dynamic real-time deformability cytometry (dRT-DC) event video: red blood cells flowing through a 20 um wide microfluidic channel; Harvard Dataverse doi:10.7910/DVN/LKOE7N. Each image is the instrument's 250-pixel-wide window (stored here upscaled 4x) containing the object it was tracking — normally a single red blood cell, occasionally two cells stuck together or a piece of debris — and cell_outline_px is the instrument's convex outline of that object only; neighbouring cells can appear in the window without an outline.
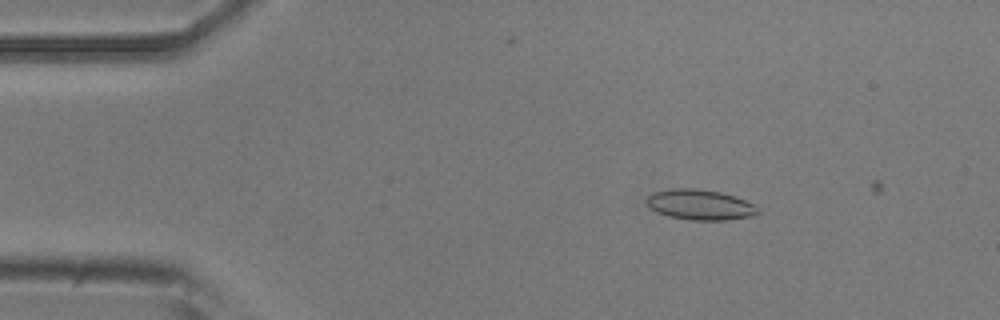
{"species": "common noctule bat (a hibernating species)", "species_latin": "Nyctalus noctula", "temperature_condition": "room temperature", "stored_images_in_passage": 12, "camera_frame_rate_fps": 3000, "um_per_image_px": 0.085, "animal": {"sex": "male", "body_mass_g": 20.5, "forearm_length_mm": 52.5}, "frame": {"image": 1, "passage_image": 8, "time_ms": 2.333, "image_size_px": [1000, 320], "cell_outline_px": [[760, 212], [756, 216], [728, 220], [692, 220], [668, 216], [656, 212], [644, 200], [652, 192], [672, 188], [696, 188], [720, 192], [756, 204], [760, 208]], "centroid_in_image_um": [59.54, 17.4], "position_along_channel_um": 25.5, "area_um2": 19.94}}